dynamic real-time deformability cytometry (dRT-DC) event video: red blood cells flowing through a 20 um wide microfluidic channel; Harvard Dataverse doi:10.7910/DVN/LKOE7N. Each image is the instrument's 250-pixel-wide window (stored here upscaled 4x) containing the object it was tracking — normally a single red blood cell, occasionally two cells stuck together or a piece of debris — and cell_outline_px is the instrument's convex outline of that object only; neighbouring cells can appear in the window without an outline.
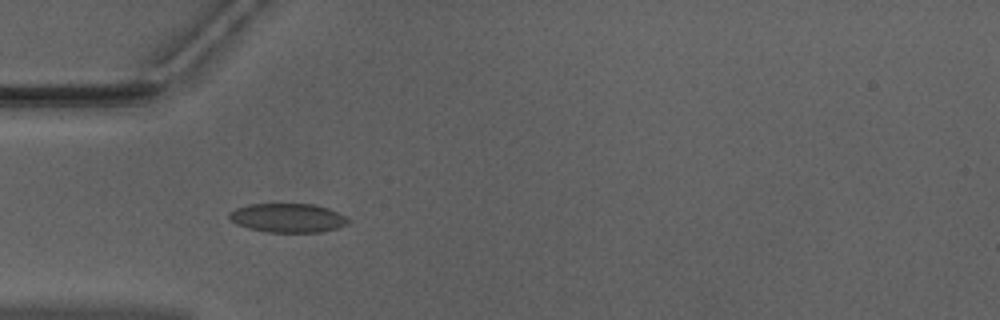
{"species": "Egyptian fruit bat (a non-hibernating species)", "species_latin": "Rousettus aegyptiacus", "temperature_condition": "warm", "stored_images_in_passage": 7, "camera_frame_rate_fps": 3000, "um_per_image_px": 0.085, "animal": {"sex": "male"}, "frame": {"image": 1, "passage_image": 4, "time_ms": 1.0, "image_size_px": [1000, 320], "cell_outline_px": [[352, 220], [348, 224], [336, 228], [320, 232], [268, 232], [248, 228], [236, 224], [228, 216], [228, 212], [236, 208], [248, 204], [312, 204], [328, 208]], "centroid_in_image_um": [24.45, 18.52], "position_along_channel_um": 60.6, "area_um2": 20.06}}
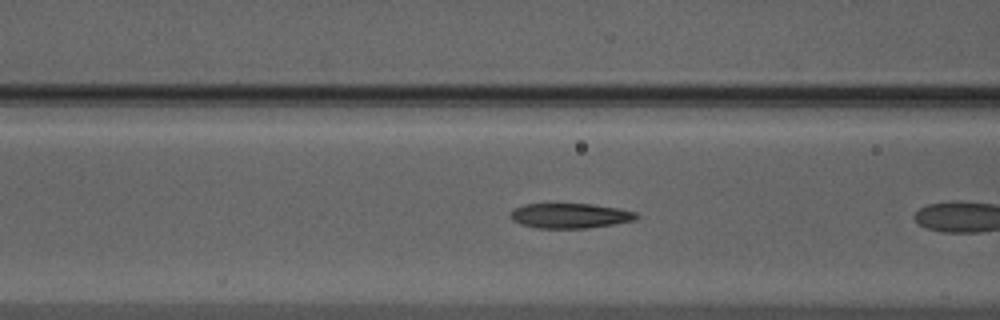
{"frame": {"image": 2, "passage_image": 6, "time_ms": 1.667, "image_size_px": [1000, 320], "cell_outline_px": [[640, 216], [636, 220], [588, 228], [536, 228], [520, 224], [512, 220], [508, 216], [508, 212], [524, 204], [592, 204], [620, 208], [636, 212]], "centroid_in_image_um": [48.44, 18.33], "position_along_channel_um": 118.2, "area_um2": 18.5}}